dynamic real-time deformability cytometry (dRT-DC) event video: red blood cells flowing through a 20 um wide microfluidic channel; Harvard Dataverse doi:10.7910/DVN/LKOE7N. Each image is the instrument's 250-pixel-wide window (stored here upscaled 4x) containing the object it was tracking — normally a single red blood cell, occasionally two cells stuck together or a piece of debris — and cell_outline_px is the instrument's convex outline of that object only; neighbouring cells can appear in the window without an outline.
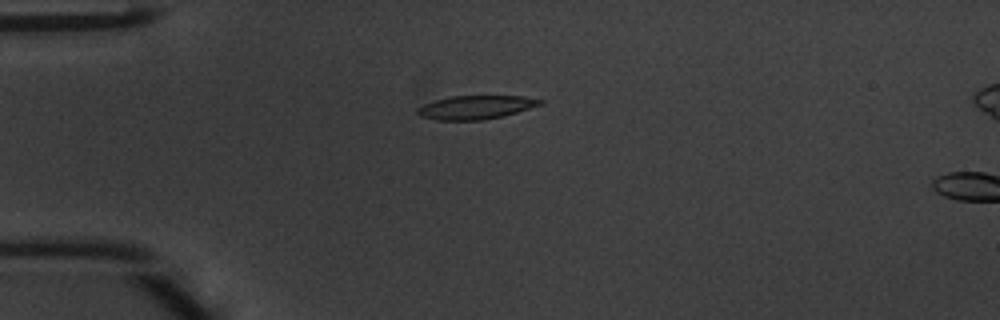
{"species": "common noctule bat (a hibernating species)", "species_latin": "Nyctalus noctula", "temperature_condition": "warm", "stored_images_in_passage": 13, "camera_frame_rate_fps": 3000, "um_per_image_px": 0.085, "animal": {"sex": "male", "body_mass_g": 20.1, "forearm_length_mm": 53.5}, "frame": {"image": 1, "passage_image": 13, "time_ms": 4.0, "image_size_px": [1000, 320], "cell_outline_px": [[544, 104], [516, 112], [500, 116], [480, 120], [436, 120], [420, 116], [416, 112], [416, 108], [424, 104], [436, 100], [452, 96], [520, 96], [544, 100]], "centroid_in_image_um": [40.42, 9.12], "position_along_channel_um": 44.6, "area_um2": 16.7}}